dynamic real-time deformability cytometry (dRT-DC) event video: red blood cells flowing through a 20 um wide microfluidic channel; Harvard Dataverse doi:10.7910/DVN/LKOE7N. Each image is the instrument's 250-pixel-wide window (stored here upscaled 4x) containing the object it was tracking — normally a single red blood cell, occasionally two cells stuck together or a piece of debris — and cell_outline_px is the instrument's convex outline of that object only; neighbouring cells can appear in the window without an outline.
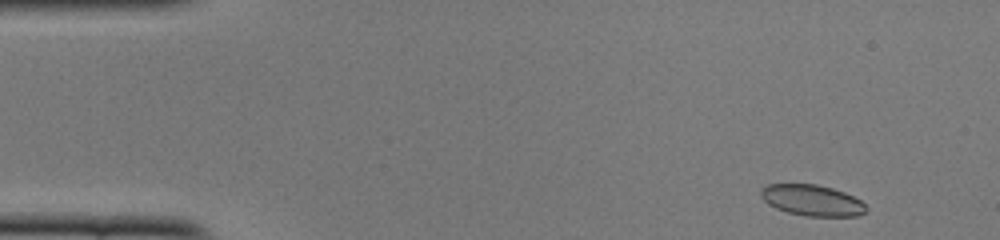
{"species": "common noctule bat (a hibernating species)", "species_latin": "Nyctalus noctula", "temperature_condition": "cold", "stored_images_in_passage": 49, "camera_frame_rate_fps": 3000, "um_per_image_px": 0.085, "animal": {"sex": "female", "body_mass_g": 22.0, "forearm_length_mm": 56.7}, "frame": {"image": 1, "passage_image": 2, "time_ms": 0.333, "image_size_px": [1000, 240], "cell_outline_px": [[868, 208], [860, 216], [804, 216], [788, 212], [776, 208], [768, 204], [760, 196], [760, 188], [768, 184], [816, 184], [832, 188], [844, 192], [860, 200]], "centroid_in_image_um": [69.01, 17.02], "position_along_channel_um": 16.0, "area_um2": 19.07}}
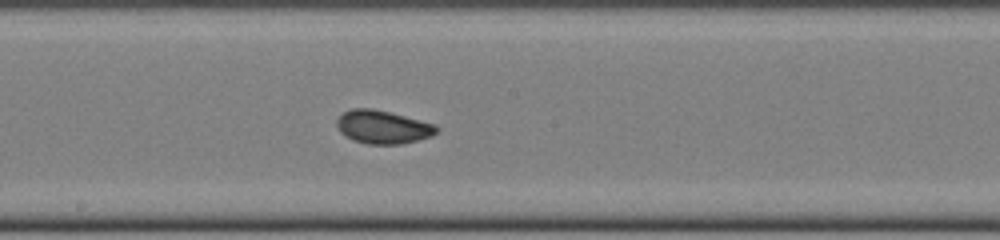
{"frame": {"image": 2, "passage_image": 25, "time_ms": 8.0, "image_size_px": [1000, 240], "cell_outline_px": [[440, 128], [432, 136], [400, 144], [368, 144], [352, 140], [344, 136], [340, 132], [336, 124], [336, 120], [344, 112], [352, 108], [372, 108], [436, 124]], "centroid_in_image_um": [32.52, 10.8], "position_along_channel_um": 215.7, "area_um2": 19.31}}
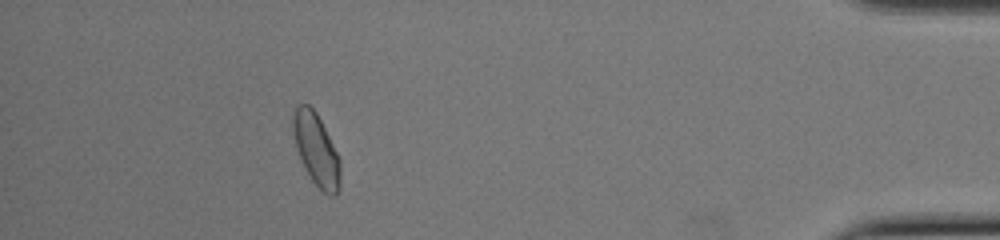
{"frame": {"image": 3, "passage_image": 44, "time_ms": 14.333, "image_size_px": [1000, 240], "cell_outline_px": [[340, 188], [336, 196], [328, 196], [312, 180], [296, 148], [292, 128], [292, 116], [296, 104], [308, 104], [316, 112], [340, 160]], "centroid_in_image_um": [26.88, 12.71], "position_along_channel_um": 408.3, "area_um2": 19.54}, "authors_computed_cell_mechanics": {"area_um2": 19.3052, "velocity_mm_per_s": 3.892, "shape_relaxation_time_tau1_ms": 10.1283, "shape_relaxation_time_tau2_ms": 1.0163, "deformation_change_tau1": 0.1395, "deformation_change_tau2": 0.0563}}